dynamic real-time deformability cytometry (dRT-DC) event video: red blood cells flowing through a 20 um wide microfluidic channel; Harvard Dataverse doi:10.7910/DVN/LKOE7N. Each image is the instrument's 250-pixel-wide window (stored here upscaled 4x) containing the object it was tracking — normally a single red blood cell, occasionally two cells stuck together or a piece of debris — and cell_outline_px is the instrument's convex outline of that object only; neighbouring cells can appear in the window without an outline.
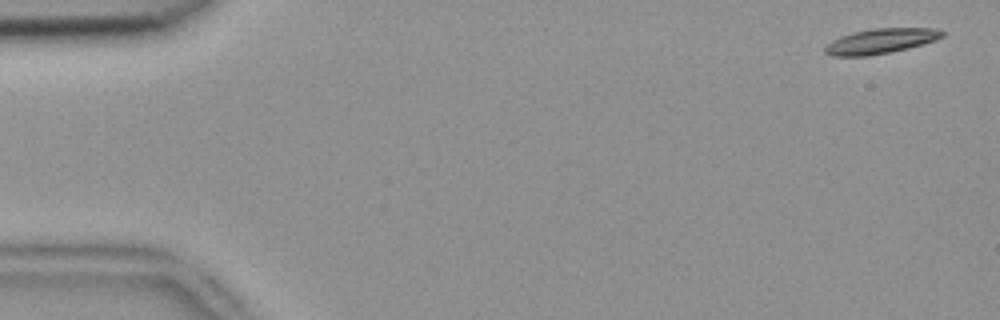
{"species": "common noctule bat (a hibernating species)", "species_latin": "Nyctalus noctula", "temperature_condition": "room temperature", "stored_images_in_passage": 5, "camera_frame_rate_fps": 3000, "um_per_image_px": 0.085, "animal": {"sex": "female", "body_mass_g": 18.4}, "frame": {"image": 1, "passage_image": 1, "time_ms": 0.0, "image_size_px": [1000, 320], "cell_outline_px": [[944, 36], [936, 40], [908, 48], [868, 56], [832, 56], [824, 52], [824, 48], [832, 40], [840, 36], [852, 32], [872, 28], [936, 28], [944, 32]], "centroid_in_image_um": [74.85, 3.48], "position_along_channel_um": 10.2, "area_um2": 17.11}}
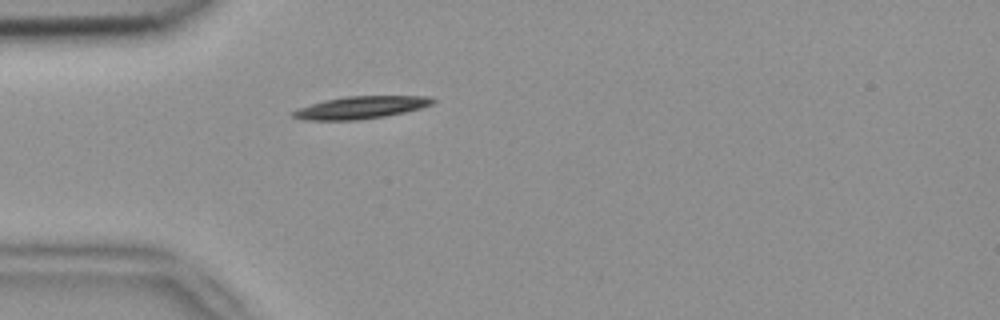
{"frame": {"image": 2, "passage_image": 5, "time_ms": 1.333, "image_size_px": [1000, 320], "cell_outline_px": [[436, 100], [432, 104], [420, 108], [404, 112], [384, 116], [360, 120], [304, 120], [292, 116], [292, 112], [296, 108], [324, 100], [344, 96], [428, 96]], "centroid_in_image_um": [30.63, 9.13], "position_along_channel_um": 54.4, "area_um2": 18.26}}